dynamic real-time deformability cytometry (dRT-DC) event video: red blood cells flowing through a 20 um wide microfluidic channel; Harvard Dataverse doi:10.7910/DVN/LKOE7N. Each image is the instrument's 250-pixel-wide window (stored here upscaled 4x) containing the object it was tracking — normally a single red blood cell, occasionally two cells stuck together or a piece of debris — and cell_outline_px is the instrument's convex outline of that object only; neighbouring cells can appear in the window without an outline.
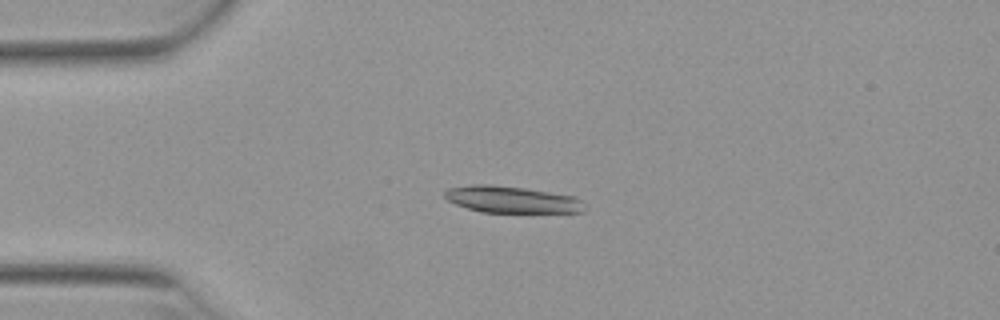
{"species": "Egyptian fruit bat (a non-hibernating species)", "species_latin": "Rousettus aegyptiacus", "temperature_condition": "warm", "stored_images_in_passage": 52, "camera_frame_rate_fps": 3000, "um_per_image_px": 0.085, "animal": {"sex": "female"}, "frame": {"image": 1, "passage_image": 13, "time_ms": 4.0, "image_size_px": [1000, 320], "cell_outline_px": [[588, 208], [584, 212], [480, 212], [456, 204], [448, 200], [444, 196], [444, 192], [448, 188], [472, 184], [492, 184], [524, 188], [576, 196], [588, 204]], "centroid_in_image_um": [43.57, 16.96], "position_along_channel_um": 41.4, "area_um2": 22.02}}
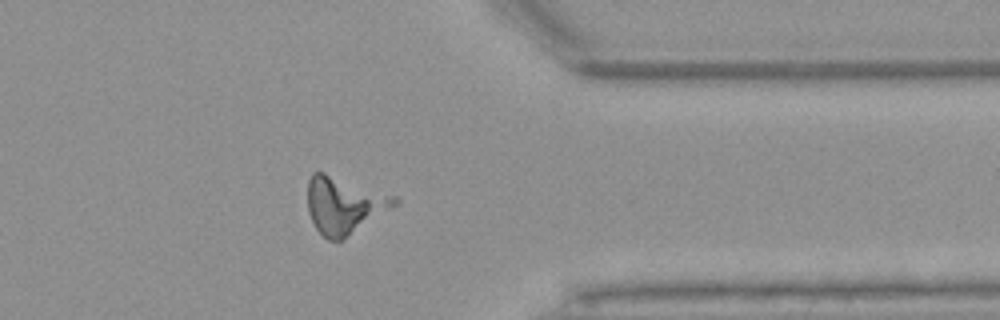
{"frame": {"image": 2, "passage_image": 42, "time_ms": 13.667, "image_size_px": [1000, 320], "cell_outline_px": [[400, 200], [396, 204], [340, 240], [328, 240], [316, 228], [308, 212], [308, 180], [312, 172], [324, 172], [396, 196]], "centroid_in_image_um": [29.21, 17.4], "position_along_channel_um": 382.2, "area_um2": 28.03}}
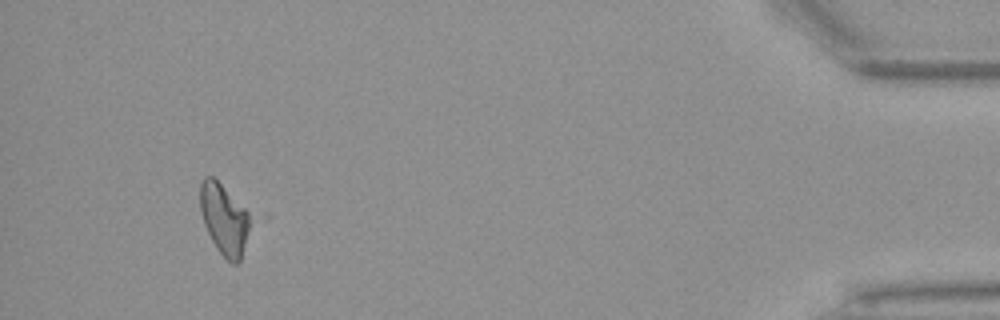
{"frame": {"image": 3, "passage_image": 49, "time_ms": 16.0, "image_size_px": [1000, 320], "cell_outline_px": [[268, 216], [240, 260], [236, 264], [232, 264], [216, 248], [204, 224], [200, 212], [200, 184], [204, 176], [212, 176], [268, 212]], "centroid_in_image_um": [19.5, 18.55], "position_along_channel_um": 415.7, "area_um2": 25.84}}